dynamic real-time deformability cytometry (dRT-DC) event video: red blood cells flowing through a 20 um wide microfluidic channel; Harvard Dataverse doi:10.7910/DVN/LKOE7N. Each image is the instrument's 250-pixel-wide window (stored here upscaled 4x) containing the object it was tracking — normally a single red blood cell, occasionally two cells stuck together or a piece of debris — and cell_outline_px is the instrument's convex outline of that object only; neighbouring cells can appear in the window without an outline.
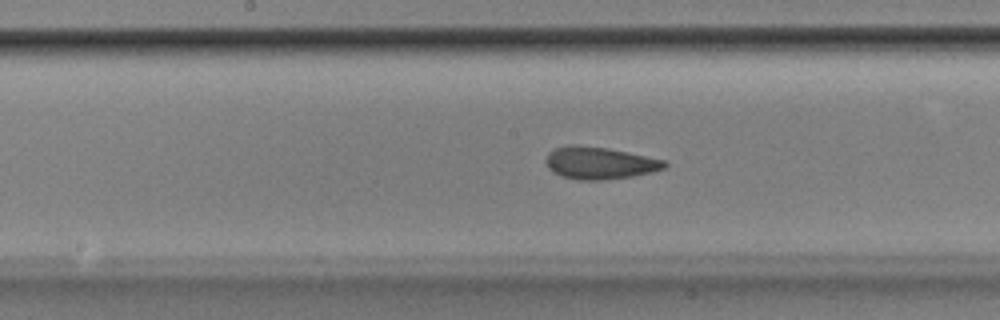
{"species": "Egyptian fruit bat (a non-hibernating species)", "species_latin": "Rousettus aegyptiacus", "temperature_condition": "room temperature", "stored_images_in_passage": 53, "camera_frame_rate_fps": 3000, "um_per_image_px": 0.085, "animal": {"sex": "male"}, "frame": {"image": 1, "passage_image": 27, "time_ms": 8.667, "image_size_px": [1000, 320], "cell_outline_px": [[668, 164], [664, 168], [652, 172], [632, 176], [604, 180], [580, 180], [560, 176], [552, 172], [548, 168], [544, 160], [548, 152], [552, 148], [568, 144], [576, 144], [608, 148], [628, 152], [664, 160]], "centroid_in_image_um": [50.89, 13.84], "position_along_channel_um": 197.3, "area_um2": 22.6}}
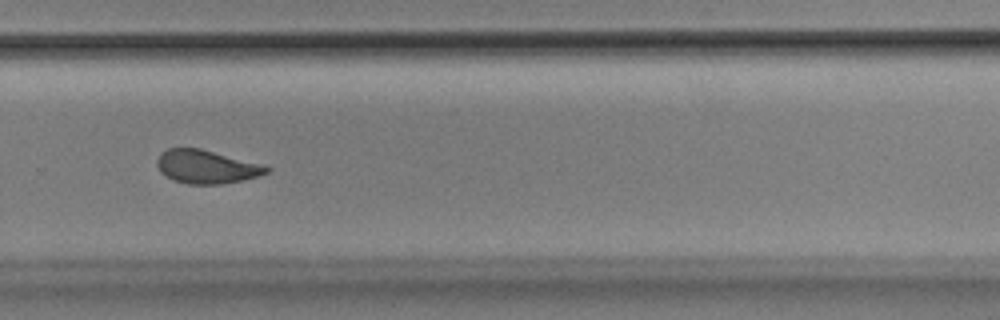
{"frame": {"image": 2, "passage_image": 36, "time_ms": 11.667, "image_size_px": [1000, 320], "cell_outline_px": [[272, 168], [268, 172], [256, 176], [224, 184], [188, 184], [172, 180], [164, 176], [160, 172], [156, 164], [156, 160], [160, 152], [168, 148], [200, 148], [264, 164]], "centroid_in_image_um": [17.51, 14.17], "position_along_channel_um": 312.3, "area_um2": 21.56}}
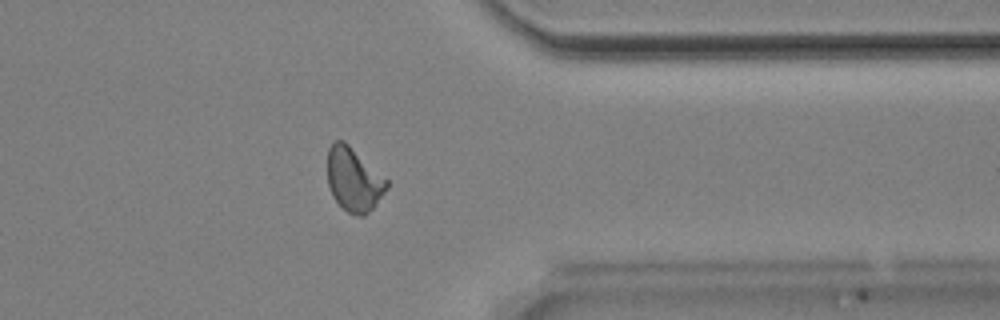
{"frame": {"image": 3, "passage_image": 42, "time_ms": 13.667, "image_size_px": [1000, 320], "cell_outline_px": [[388, 188], [372, 208], [364, 216], [356, 216], [348, 212], [332, 196], [328, 184], [328, 148], [336, 140], [344, 140], [388, 180]], "centroid_in_image_um": [30.07, 15.26], "position_along_channel_um": 381.3, "area_um2": 21.79}, "authors_computed_cell_mechanics": {"area_um2": 22.0218, "velocity_mm_per_s": 3.8592, "shape_relaxation_time_tau1_ms": 5.9182, "shape_relaxation_time_tau2_ms": 1.6224, "deformation_change_tau1": 0.1475, "deformation_change_tau2": 0.0699}}